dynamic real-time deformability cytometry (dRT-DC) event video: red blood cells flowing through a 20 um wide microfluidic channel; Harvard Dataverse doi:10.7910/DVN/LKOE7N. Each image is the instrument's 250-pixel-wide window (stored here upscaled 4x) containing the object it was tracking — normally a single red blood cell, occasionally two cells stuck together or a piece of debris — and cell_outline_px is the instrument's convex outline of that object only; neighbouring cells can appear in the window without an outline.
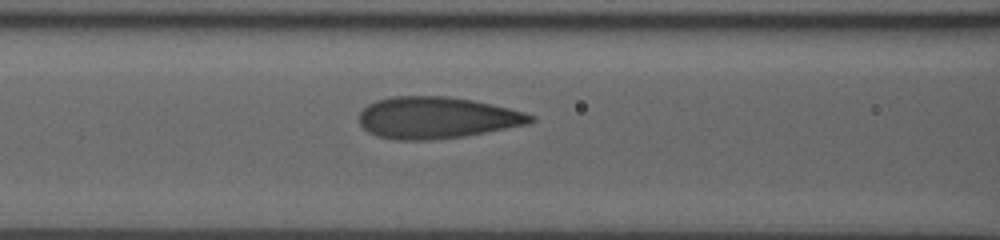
{"species": "human", "species_latin": "Homo sapiens", "temperature_condition": "room temperature", "stored_images_in_passage": 8, "segment_of_instrument_passage": [2, 2], "camera_frame_rate_fps": 3000, "um_per_image_px": 0.085, "donor": {"sex": "male"}, "frame": {"image": 1, "passage_image": 8, "time_ms": 2.333, "image_size_px": [1000, 240], "cell_outline_px": [[536, 120], [528, 124], [464, 136], [428, 140], [396, 140], [380, 136], [368, 132], [360, 124], [360, 112], [368, 104], [376, 100], [392, 96], [448, 96], [472, 100], [508, 108], [524, 112], [536, 116]], "centroid_in_image_um": [37.12, 10.0], "position_along_channel_um": 129.5, "area_um2": 41.44}}